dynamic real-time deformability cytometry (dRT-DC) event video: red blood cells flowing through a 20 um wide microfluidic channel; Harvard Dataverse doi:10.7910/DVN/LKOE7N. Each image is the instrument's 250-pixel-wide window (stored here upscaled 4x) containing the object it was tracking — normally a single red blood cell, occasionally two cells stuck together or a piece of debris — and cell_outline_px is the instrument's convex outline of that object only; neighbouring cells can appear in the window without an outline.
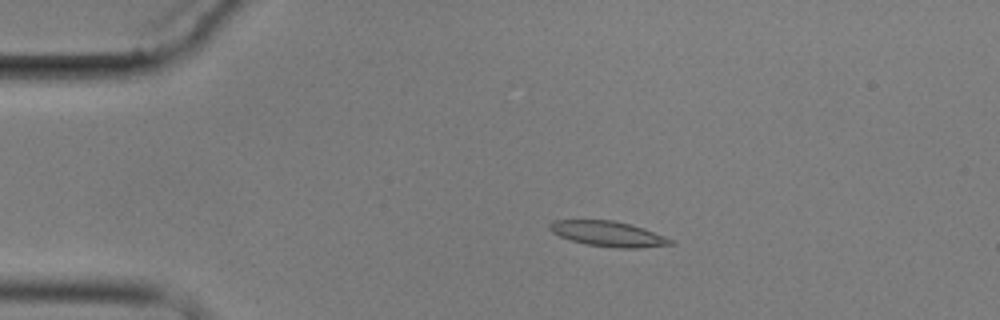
{"species": "common noctule bat (a hibernating species)", "species_latin": "Nyctalus noctula", "temperature_condition": "cold", "stored_images_in_passage": 9, "camera_frame_rate_fps": 3000, "um_per_image_px": 0.085, "animal": {"sex": "male", "body_mass_g": 17.9}, "frame": {"image": 1, "passage_image": 3, "time_ms": 3.0, "image_size_px": [1000, 320], "cell_outline_px": [[676, 244], [640, 248], [616, 248], [588, 244], [572, 240], [560, 236], [552, 232], [548, 228], [548, 224], [552, 220], [612, 220], [644, 228], [676, 240]], "centroid_in_image_um": [51.74, 19.88], "position_along_channel_um": 33.3, "area_um2": 17.86}}
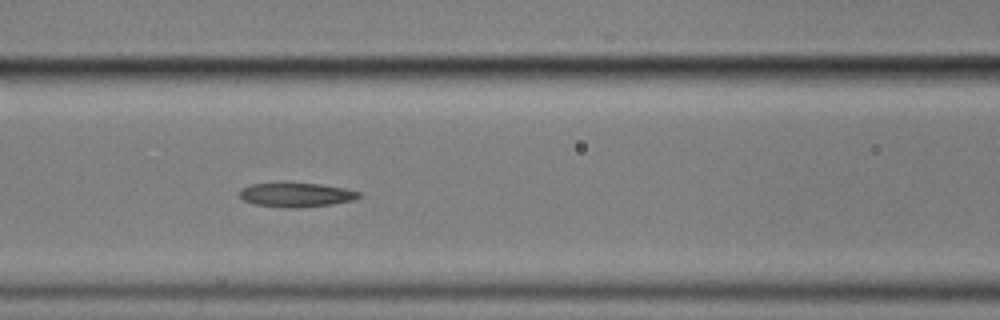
{"frame": {"image": 2, "passage_image": 7, "time_ms": 7.333, "image_size_px": [1000, 320], "cell_outline_px": [[360, 196], [352, 200], [332, 204], [296, 208], [292, 208], [256, 204], [244, 200], [240, 196], [240, 188], [252, 184], [320, 184], [344, 188], [360, 192]], "centroid_in_image_um": [25.19, 16.57], "position_along_channel_um": 141.4, "area_um2": 16.3}}
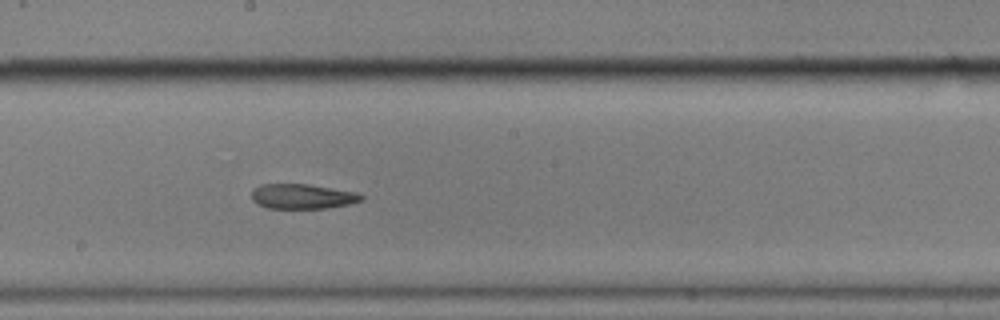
{"frame": {"image": 3, "passage_image": 9, "time_ms": 9.667, "image_size_px": [1000, 320], "cell_outline_px": [[364, 200], [352, 204], [328, 208], [268, 208], [256, 204], [252, 200], [252, 188], [260, 184], [308, 184], [356, 192], [364, 196]], "centroid_in_image_um": [25.71, 16.69], "position_along_channel_um": 222.5, "area_um2": 16.13}}